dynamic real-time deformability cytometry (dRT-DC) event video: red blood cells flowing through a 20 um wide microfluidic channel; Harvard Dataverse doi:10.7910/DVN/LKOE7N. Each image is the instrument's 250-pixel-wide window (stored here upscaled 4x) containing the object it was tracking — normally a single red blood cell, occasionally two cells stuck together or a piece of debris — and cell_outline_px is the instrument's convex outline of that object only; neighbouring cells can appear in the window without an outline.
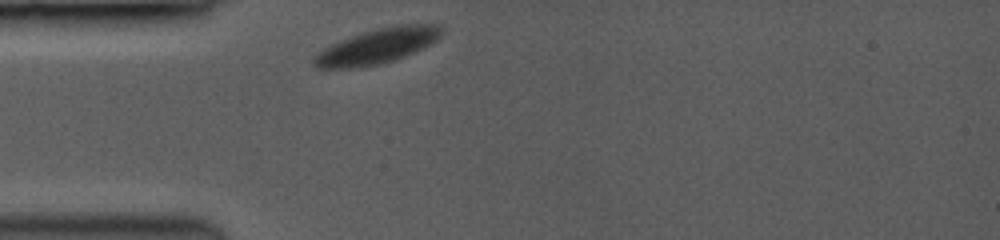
{"species": "common noctule bat (a hibernating species)", "species_latin": "Nyctalus noctula", "temperature_condition": "room temperature", "stored_images_in_passage": 38, "camera_frame_rate_fps": 3500, "um_per_image_px": 0.085, "animal": {"sex": "female", "body_mass_g": 19.0, "forearm_length_mm": 53.3}, "frame": {"image": 1, "passage_image": 1, "time_ms": 0.0, "image_size_px": [1000, 240], "cell_outline_px": [[444, 32], [436, 40], [404, 56], [392, 60], [376, 64], [344, 68], [320, 68], [312, 60], [324, 48], [340, 40], [376, 28], [396, 24], [440, 24], [444, 28]], "centroid_in_image_um": [32.13, 3.87], "position_along_channel_um": 52.9, "area_um2": 25.37}}
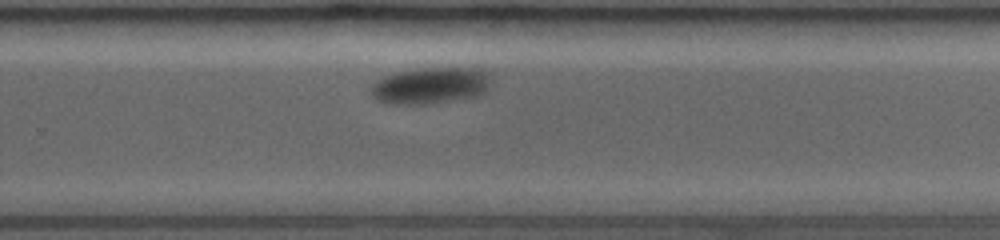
{"frame": {"image": 2, "passage_image": 26, "time_ms": 7.143, "image_size_px": [1000, 240], "cell_outline_px": [[484, 88], [480, 92], [472, 96], [420, 104], [392, 104], [380, 100], [372, 96], [368, 92], [368, 88], [380, 80], [388, 76], [400, 72], [432, 68], [468, 68], [480, 72], [484, 76]], "centroid_in_image_um": [36.39, 7.29], "position_along_channel_um": 293.4, "area_um2": 23.58}}
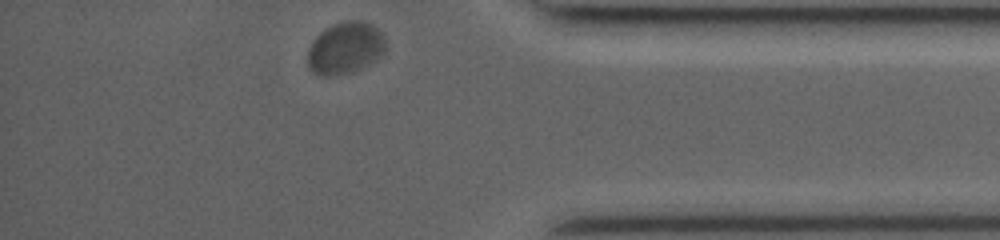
{"frame": {"image": 3, "passage_image": 38, "time_ms": 10.571, "image_size_px": [1000, 240], "cell_outline_px": [[384, 48], [380, 56], [376, 60], [352, 72], [328, 76], [324, 76], [312, 72], [308, 64], [308, 48], [328, 28], [336, 24], [356, 20], [360, 20], [372, 24], [376, 28], [384, 44]], "centroid_in_image_um": [29.33, 4.12], "position_along_channel_um": 405.9, "area_um2": 22.54}, "authors_computed_cell_mechanics": {"area_um2": 25.4031, "velocity_mm_per_s": 3.4977, "shape_relaxation_time_tau1_ms": 1.6639, "shape_relaxation_time_tau2_ms": null, "deformation_change_tau1": 0.0559, "deformation_change_tau2": null}}